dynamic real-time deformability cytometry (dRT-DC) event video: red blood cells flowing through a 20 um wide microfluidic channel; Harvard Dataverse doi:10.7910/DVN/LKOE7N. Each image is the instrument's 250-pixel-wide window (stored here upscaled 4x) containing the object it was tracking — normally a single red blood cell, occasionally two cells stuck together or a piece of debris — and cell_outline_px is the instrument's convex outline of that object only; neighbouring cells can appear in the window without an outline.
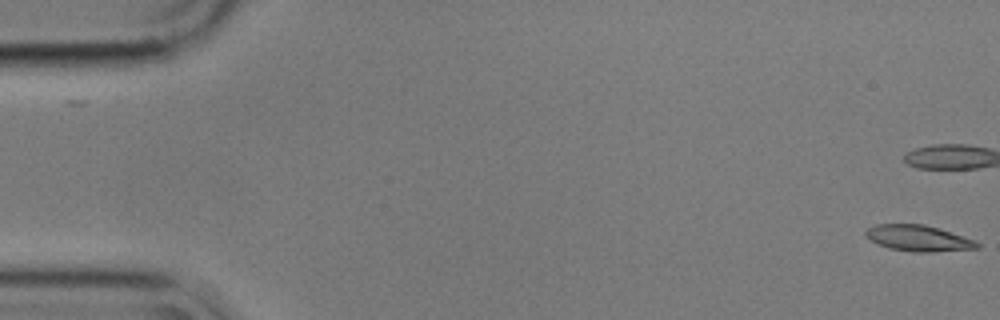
{"species": "common noctule bat (a hibernating species)", "species_latin": "Nyctalus noctula", "temperature_condition": "cold", "stored_images_in_passage": 56, "camera_frame_rate_fps": 3000, "um_per_image_px": 0.085, "animal": {"sex": "male", "body_mass_g": 17.9}, "frame": {"image": 1, "passage_image": 1, "time_ms": 0.0, "image_size_px": [1000, 320], "cell_outline_px": [[980, 248], [932, 252], [912, 252], [888, 248], [864, 236], [864, 232], [868, 228], [876, 224], [924, 224], [976, 240], [980, 244]], "centroid_in_image_um": [78.07, 20.25], "position_along_channel_um": 6.9, "area_um2": 16.88}}
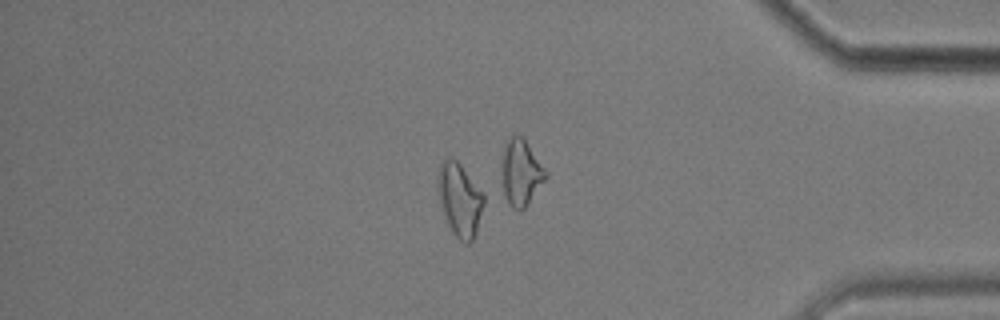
{"frame": {"image": 2, "passage_image": 48, "time_ms": 15.667, "image_size_px": [1000, 320], "cell_outline_px": [[484, 204], [476, 232], [472, 240], [468, 244], [464, 244], [452, 232], [444, 216], [436, 188], [436, 184], [440, 164], [444, 160], [456, 160], [460, 164], [484, 196]], "centroid_in_image_um": [39.05, 17.01], "position_along_channel_um": 396.2, "area_um2": 19.25}, "authors_computed_cell_mechanics": {"area_um2": 17.1088, "velocity_mm_per_s": 3.5596, "shape_relaxation_time_tau1_ms": 3.9303, "shape_relaxation_time_tau2_ms": 4.55, "deformation_change_tau1": 0.1305, "deformation_change_tau2": 0.1189}}